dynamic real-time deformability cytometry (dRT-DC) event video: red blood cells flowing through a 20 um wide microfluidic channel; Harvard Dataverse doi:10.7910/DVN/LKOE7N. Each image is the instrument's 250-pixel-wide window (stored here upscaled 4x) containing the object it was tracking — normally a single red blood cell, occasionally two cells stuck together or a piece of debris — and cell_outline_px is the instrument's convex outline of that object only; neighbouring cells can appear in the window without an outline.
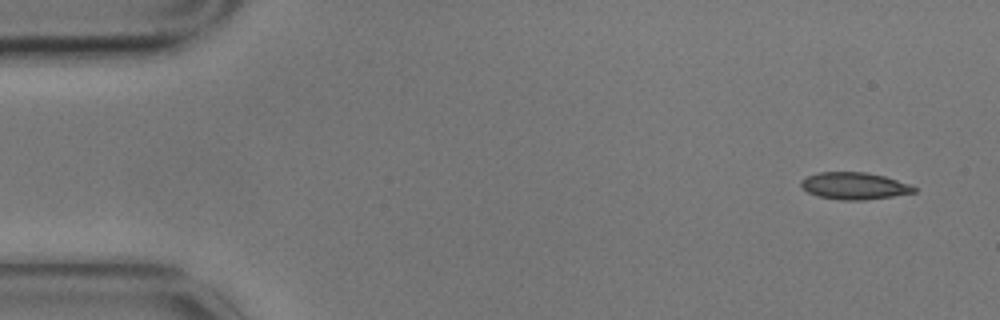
{"species": "common noctule bat (a hibernating species)", "species_latin": "Nyctalus noctula", "temperature_condition": "cold", "stored_images_in_passage": 6, "segment_of_instrument_passage": [2, 2], "camera_frame_rate_fps": 3000, "um_per_image_px": 0.085, "animal": {"sex": "male", "body_mass_g": 17.9}, "frame": {"image": 1, "passage_image": 6, "time_ms": 1.667, "image_size_px": [1000, 320], "cell_outline_px": [[916, 192], [892, 196], [864, 200], [840, 200], [816, 196], [808, 192], [800, 184], [800, 180], [808, 176], [820, 172], [864, 172], [884, 176], [908, 184], [916, 188]], "centroid_in_image_um": [72.58, 15.8], "position_along_channel_um": 12.4, "area_um2": 17.63}}